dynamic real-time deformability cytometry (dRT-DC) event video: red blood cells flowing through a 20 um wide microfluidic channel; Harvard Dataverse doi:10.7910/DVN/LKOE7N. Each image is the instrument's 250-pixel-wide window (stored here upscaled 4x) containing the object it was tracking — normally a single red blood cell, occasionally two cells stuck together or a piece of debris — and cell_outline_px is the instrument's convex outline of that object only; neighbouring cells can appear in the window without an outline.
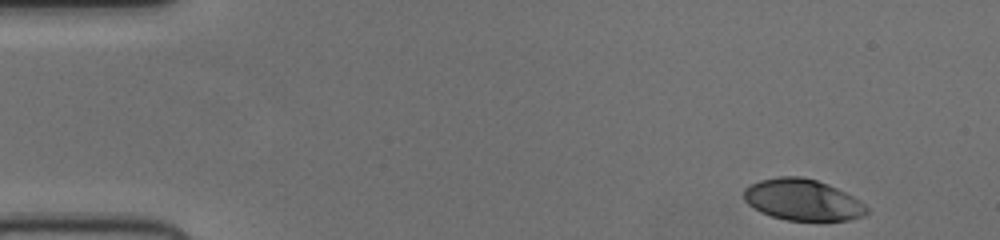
{"species": "human", "species_latin": "Homo sapiens", "temperature_condition": "cold", "stored_images_in_passage": 49, "camera_frame_rate_fps": 3000, "um_per_image_px": 0.085, "donor": {"sex": "female"}, "frame": {"image": 1, "passage_image": 1, "time_ms": 0.0, "image_size_px": [1000, 240], "cell_outline_px": [[868, 212], [864, 216], [848, 220], [788, 220], [772, 216], [760, 212], [748, 204], [744, 200], [744, 188], [760, 180], [780, 176], [800, 176], [816, 180], [828, 184], [860, 200], [868, 208]], "centroid_in_image_um": [68.22, 16.98], "position_along_channel_um": 16.8, "area_um2": 29.42}}
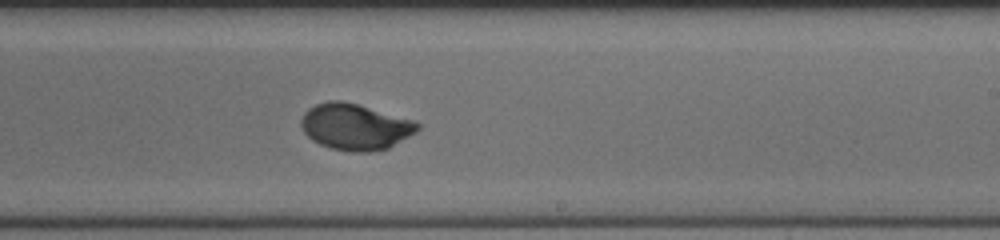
{"frame": {"image": 2, "passage_image": 28, "time_ms": 9.0, "image_size_px": [1000, 240], "cell_outline_px": [[420, 128], [416, 132], [388, 148], [372, 152], [352, 152], [328, 148], [312, 140], [304, 132], [300, 124], [300, 120], [304, 112], [308, 108], [316, 104], [328, 100], [340, 100], [356, 104], [416, 120], [420, 124]], "centroid_in_image_um": [30.18, 10.78], "position_along_channel_um": 258.8, "area_um2": 31.56}}
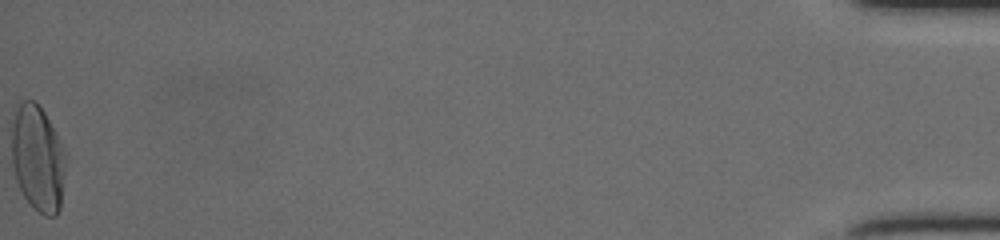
{"frame": {"image": 3, "passage_image": 49, "time_ms": 16.0, "image_size_px": [1000, 240], "cell_outline_px": [[68, 156], [60, 208], [56, 216], [44, 216], [24, 196], [16, 180], [12, 164], [12, 124], [16, 112], [20, 104], [24, 100], [32, 100], [44, 112], [56, 132]], "centroid_in_image_um": [3.25, 13.49], "position_along_channel_um": 431.9, "area_um2": 33.47}}